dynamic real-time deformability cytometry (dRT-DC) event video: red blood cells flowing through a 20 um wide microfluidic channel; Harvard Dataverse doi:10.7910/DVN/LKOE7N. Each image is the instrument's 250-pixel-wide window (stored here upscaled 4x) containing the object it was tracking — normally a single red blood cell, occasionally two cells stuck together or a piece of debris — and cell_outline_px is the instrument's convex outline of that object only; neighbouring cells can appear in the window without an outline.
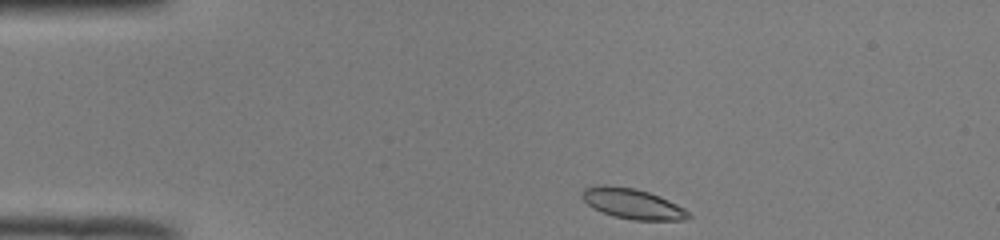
{"species": "common noctule bat (a hibernating species)", "species_latin": "Nyctalus noctula", "temperature_condition": "room temperature", "stored_images_in_passage": 42, "camera_frame_rate_fps": 3000, "um_per_image_px": 0.085, "animal": {"sex": "male", "body_mass_g": 19.0, "forearm_length_mm": 50.8}, "frame": {"image": 1, "passage_image": 1, "time_ms": 0.0, "image_size_px": [1000, 240], "cell_outline_px": [[692, 216], [684, 220], [632, 220], [612, 216], [592, 208], [580, 196], [580, 192], [584, 188], [600, 184], [604, 184], [636, 188], [660, 196], [684, 208]], "centroid_in_image_um": [53.72, 17.31], "position_along_channel_um": 31.3, "area_um2": 19.02}}
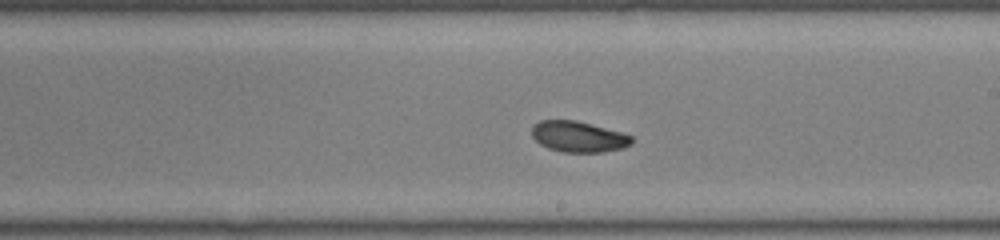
{"frame": {"image": 2, "passage_image": 21, "time_ms": 6.667, "image_size_px": [1000, 240], "cell_outline_px": [[632, 144], [624, 148], [604, 152], [560, 152], [548, 148], [540, 144], [532, 136], [532, 124], [540, 120], [576, 120], [620, 132], [632, 136]], "centroid_in_image_um": [49.15, 11.62], "position_along_channel_um": 239.9, "area_um2": 18.03}}
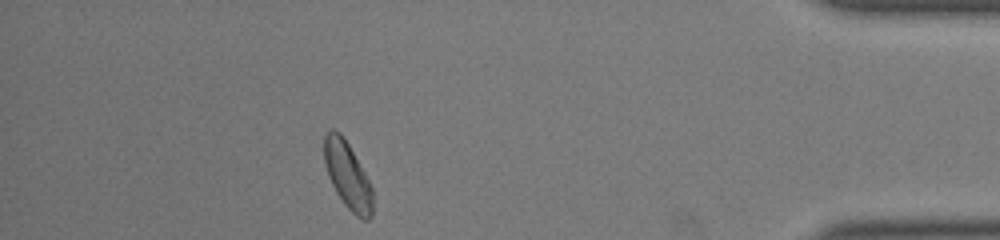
{"frame": {"image": 3, "passage_image": 37, "time_ms": 12.0, "image_size_px": [1000, 240], "cell_outline_px": [[372, 216], [368, 220], [364, 220], [356, 216], [344, 204], [336, 192], [328, 176], [324, 160], [324, 132], [328, 128], [332, 128], [340, 132], [348, 144], [364, 172], [372, 188]], "centroid_in_image_um": [29.52, 14.88], "position_along_channel_um": 405.7, "area_um2": 18.79}, "authors_computed_cell_mechanics": {"area_um2": 18.6405, "velocity_mm_per_s": 3.953, "shape_relaxation_time_tau1_ms": 1.8757, "shape_relaxation_time_tau2_ms": 2.7452, "deformation_change_tau1": 0.0765, "deformation_change_tau2": 0.0567}}